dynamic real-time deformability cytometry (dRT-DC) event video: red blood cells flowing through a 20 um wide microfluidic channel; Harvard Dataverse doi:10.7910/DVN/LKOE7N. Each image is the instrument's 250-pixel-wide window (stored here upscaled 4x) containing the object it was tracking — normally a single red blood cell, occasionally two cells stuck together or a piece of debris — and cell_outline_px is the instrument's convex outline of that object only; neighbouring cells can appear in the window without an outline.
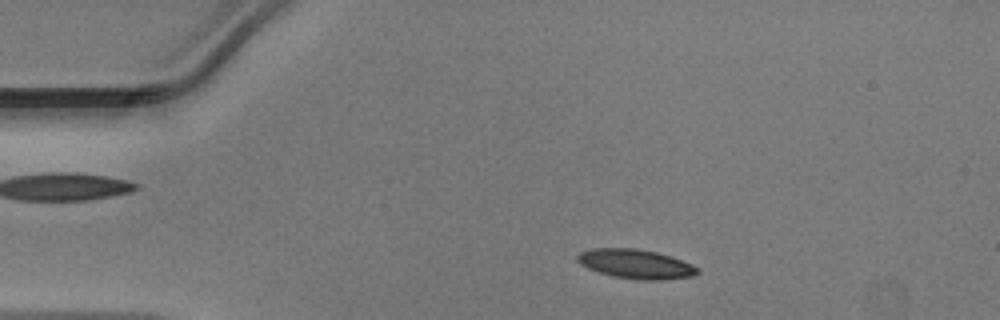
{"species": "Egyptian fruit bat (a non-hibernating species)", "species_latin": "Rousettus aegyptiacus", "temperature_condition": "warm", "stored_images_in_passage": 45, "camera_frame_rate_fps": 3000, "um_per_image_px": 0.085, "animal": {"sex": "male"}, "frame": {"image": 1, "passage_image": 6, "time_ms": 1.667, "image_size_px": [1000, 320], "cell_outline_px": [[700, 272], [692, 276], [664, 280], [640, 280], [612, 276], [588, 268], [580, 264], [576, 260], [576, 256], [580, 252], [592, 248], [636, 248], [656, 252], [672, 256], [692, 264], [700, 268]], "centroid_in_image_um": [54.06, 22.43], "position_along_channel_um": 30.9, "area_um2": 20.69}}
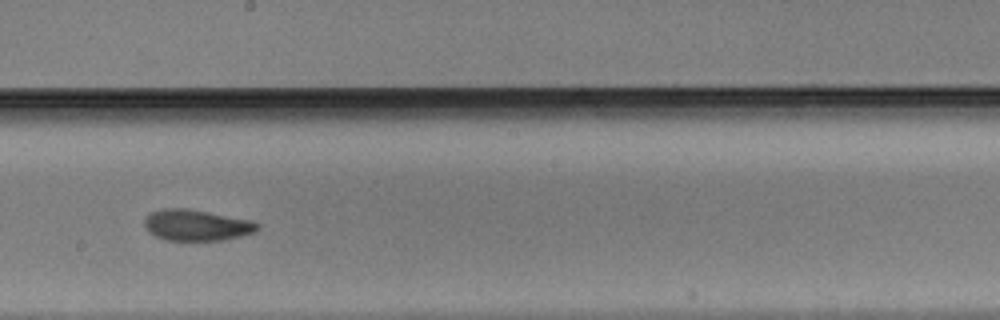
{"frame": {"image": 2, "passage_image": 24, "time_ms": 7.667, "image_size_px": [1000, 320], "cell_outline_px": [[260, 228], [256, 232], [224, 240], [164, 240], [148, 232], [144, 224], [144, 220], [152, 212], [164, 208], [188, 208], [252, 220], [260, 224]], "centroid_in_image_um": [16.74, 19.14], "position_along_channel_um": 231.5, "area_um2": 20.58}}
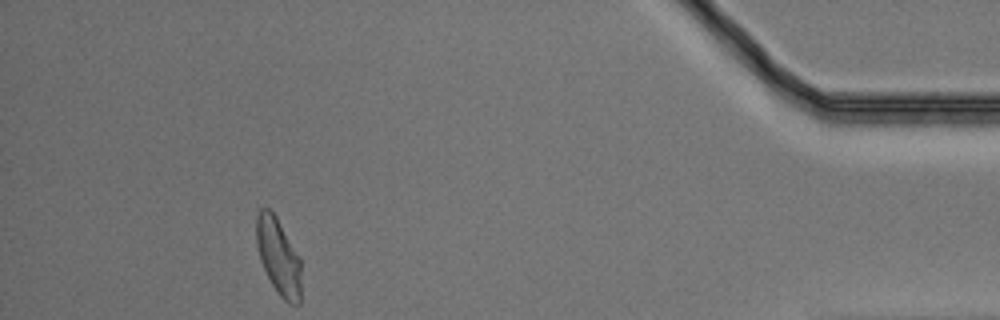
{"frame": {"image": 3, "passage_image": 41, "time_ms": 13.333, "image_size_px": [1000, 320], "cell_outline_px": [[300, 304], [288, 304], [280, 296], [272, 284], [260, 260], [256, 244], [256, 216], [260, 208], [268, 208], [276, 216], [300, 256]], "centroid_in_image_um": [23.66, 21.79], "position_along_channel_um": 411.5, "area_um2": 20.0}}